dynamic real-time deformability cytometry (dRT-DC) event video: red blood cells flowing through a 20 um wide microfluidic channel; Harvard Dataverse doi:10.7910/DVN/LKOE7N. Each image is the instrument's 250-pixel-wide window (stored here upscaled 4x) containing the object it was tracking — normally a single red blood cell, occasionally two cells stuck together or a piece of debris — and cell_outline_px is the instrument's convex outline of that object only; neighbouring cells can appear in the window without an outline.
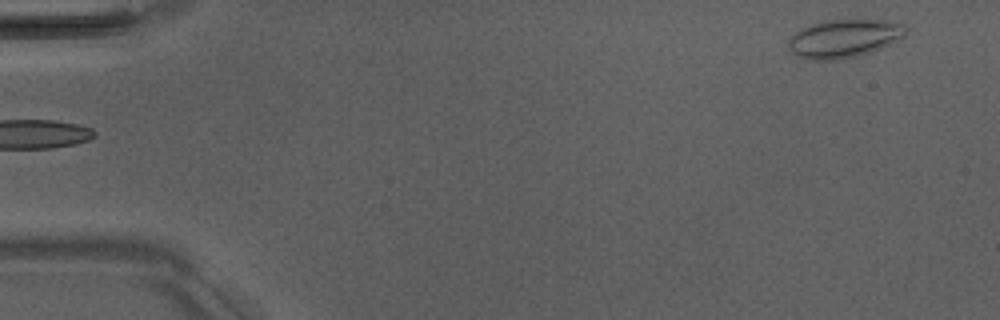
{"species": "Egyptian fruit bat (a non-hibernating species)", "species_latin": "Rousettus aegyptiacus", "temperature_condition": "room temperature", "stored_images_in_passage": 3, "camera_frame_rate_fps": 3000, "um_per_image_px": 0.085, "animal": {"sex": "male"}, "frame": {"image": 1, "passage_image": 3, "time_ms": 2.333, "image_size_px": [1000, 320], "cell_outline_px": [[908, 32], [904, 36], [880, 48], [856, 56], [832, 60], [812, 60], [796, 56], [788, 48], [788, 40], [800, 28], [824, 20], [852, 16], [864, 16], [892, 20], [904, 24], [908, 28]], "centroid_in_image_um": [71.79, 3.18], "position_along_channel_um": 13.2, "area_um2": 27.28}}